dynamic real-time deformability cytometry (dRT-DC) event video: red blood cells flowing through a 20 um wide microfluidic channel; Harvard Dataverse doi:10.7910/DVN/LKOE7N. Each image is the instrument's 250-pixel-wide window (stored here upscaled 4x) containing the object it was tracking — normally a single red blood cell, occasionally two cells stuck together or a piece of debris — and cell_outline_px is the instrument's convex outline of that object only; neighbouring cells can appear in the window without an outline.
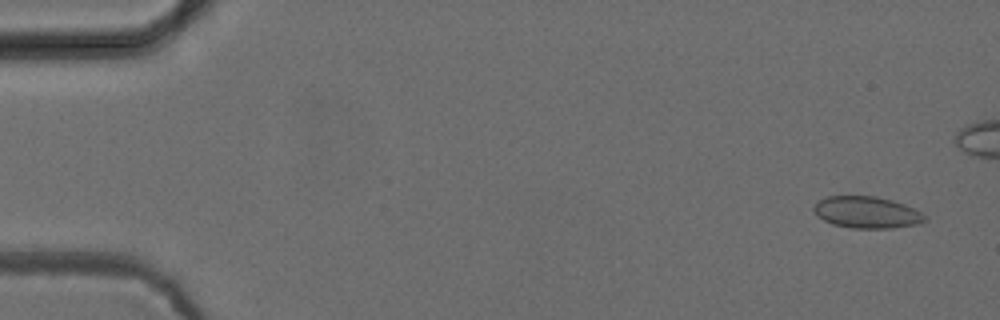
{"species": "common noctule bat (a hibernating species)", "species_latin": "Nyctalus noctula", "temperature_condition": "cold", "stored_images_in_passage": 54, "camera_frame_rate_fps": 3000, "um_per_image_px": 0.085, "animal": {"sex": "female", "body_mass_g": 24.6, "forearm_length_mm": 56.2}, "frame": {"image": 1, "passage_image": 3, "time_ms": 0.667, "image_size_px": [1000, 320], "cell_outline_px": [[924, 220], [916, 224], [892, 228], [852, 228], [832, 224], [816, 216], [812, 208], [820, 200], [828, 196], [876, 196], [892, 200], [904, 204], [920, 212], [924, 216]], "centroid_in_image_um": [73.62, 18.05], "position_along_channel_um": 11.4, "area_um2": 20.29}}
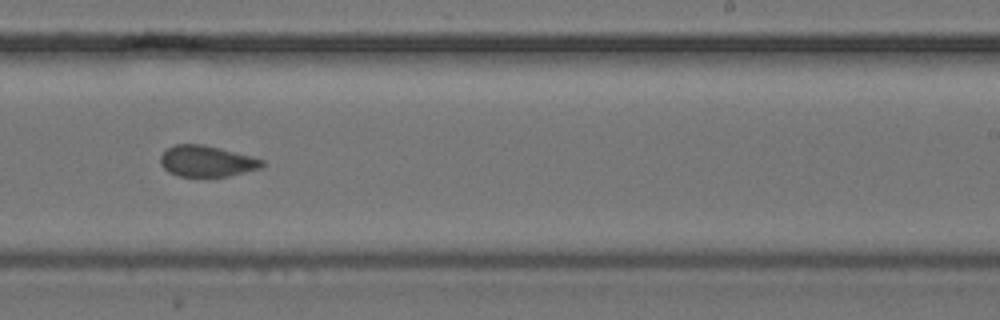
{"frame": {"image": 2, "passage_image": 33, "time_ms": 10.667, "image_size_px": [1000, 320], "cell_outline_px": [[264, 168], [228, 176], [180, 176], [168, 172], [160, 164], [160, 156], [168, 148], [176, 144], [204, 144], [252, 156], [264, 160]], "centroid_in_image_um": [17.6, 13.7], "position_along_channel_um": 271.4, "area_um2": 18.5}}
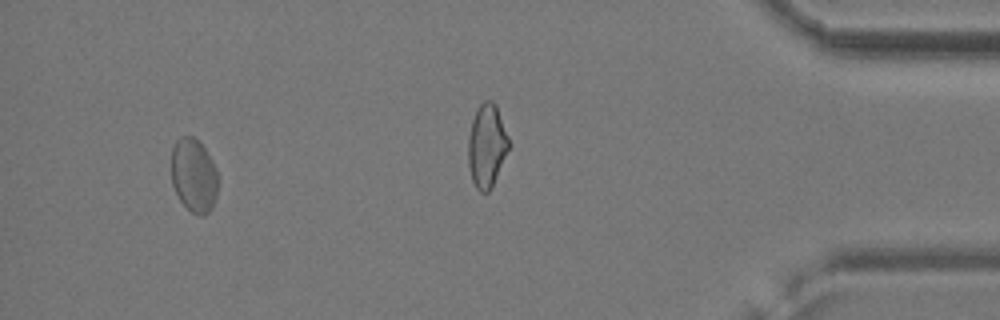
{"frame": {"image": 3, "passage_image": 50, "time_ms": 16.333, "image_size_px": [1000, 320], "cell_outline_px": [[216, 196], [212, 208], [204, 216], [200, 216], [192, 212], [180, 200], [172, 184], [172, 148], [176, 140], [180, 136], [192, 136], [204, 148], [212, 160], [216, 168]], "centroid_in_image_um": [16.46, 14.91], "position_along_channel_um": 418.7, "area_um2": 19.77}, "authors_computed_cell_mechanics": {"area_um2": 19.363, "velocity_mm_per_s": 3.9103, "shape_relaxation_time_tau1_ms": 10.1624, "shape_relaxation_time_tau2_ms": 1.8473, "deformation_change_tau1": 0.0995, "deformation_change_tau2": 0.0645}}